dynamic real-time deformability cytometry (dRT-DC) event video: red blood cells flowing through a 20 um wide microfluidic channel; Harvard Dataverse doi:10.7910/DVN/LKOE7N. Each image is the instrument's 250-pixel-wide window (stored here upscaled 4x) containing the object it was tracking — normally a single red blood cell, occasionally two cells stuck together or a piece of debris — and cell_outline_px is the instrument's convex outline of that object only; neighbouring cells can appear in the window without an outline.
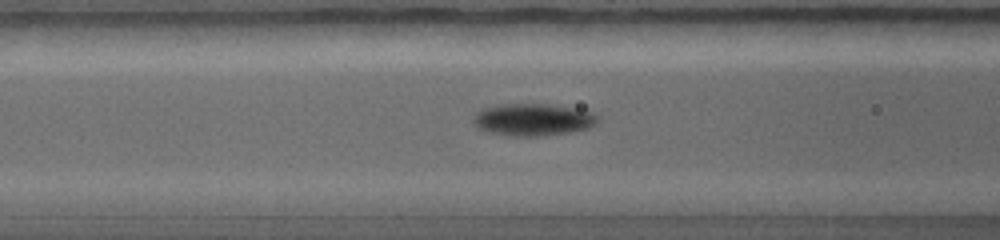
{"species": "common noctule bat (a hibernating species)", "species_latin": "Nyctalus noctula", "temperature_condition": "warm", "stored_images_in_passage": 29, "camera_frame_rate_fps": 5000, "um_per_image_px": 0.085, "animal": {"sex": "female", "body_mass_g": 19.0, "forearm_length_mm": 56.7}, "frame": {"image": 1, "passage_image": 11, "time_ms": 3.2, "image_size_px": [1000, 240], "cell_outline_px": [[600, 116], [596, 124], [588, 128], [572, 132], [544, 136], [508, 136], [484, 132], [476, 128], [476, 116], [480, 112], [488, 108], [516, 104], [524, 104], [564, 108], [588, 112]], "centroid_in_image_um": [45.32, 10.24], "position_along_channel_um": 121.3, "area_um2": 22.31}}
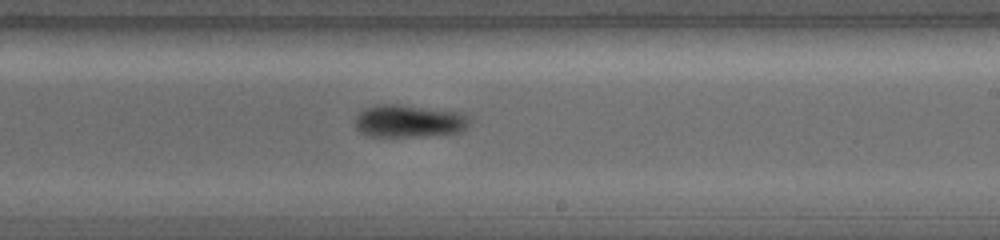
{"frame": {"image": 2, "passage_image": 18, "time_ms": 5.4, "image_size_px": [1000, 240], "cell_outline_px": [[468, 124], [460, 132], [424, 136], [368, 136], [356, 128], [356, 120], [368, 108], [412, 108], [444, 112], [460, 116]], "centroid_in_image_um": [34.69, 10.41], "position_along_channel_um": 254.3, "area_um2": 18.96}}
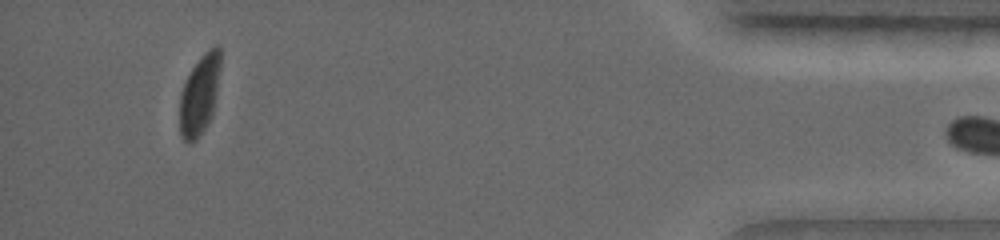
{"frame": {"image": 3, "passage_image": 28, "time_ms": 9.4, "image_size_px": [1000, 240], "cell_outline_px": [[220, 68], [212, 112], [200, 136], [192, 144], [188, 144], [180, 136], [180, 96], [184, 84], [192, 68], [204, 52], [216, 44], [220, 48]], "centroid_in_image_um": [16.94, 8.07], "position_along_channel_um": 418.3, "area_um2": 18.61}}